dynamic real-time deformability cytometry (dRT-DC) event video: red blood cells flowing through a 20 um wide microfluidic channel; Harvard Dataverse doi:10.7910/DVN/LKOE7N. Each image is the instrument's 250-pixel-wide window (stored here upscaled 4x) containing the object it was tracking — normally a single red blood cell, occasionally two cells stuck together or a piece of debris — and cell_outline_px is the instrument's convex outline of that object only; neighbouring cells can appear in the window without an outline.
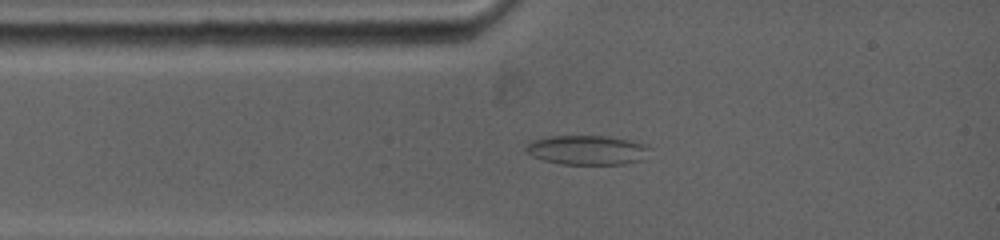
{"species": "common noctule bat (a hibernating species)", "species_latin": "Nyctalus noctula", "temperature_condition": "warm", "stored_images_in_passage": 20, "camera_frame_rate_fps": 5000, "um_per_image_px": 0.085, "animal": {"sex": "female", "body_mass_g": 19.0, "forearm_length_mm": 53.3}, "frame": {"image": 1, "passage_image": 6, "time_ms": 1.6, "image_size_px": [1000, 240], "cell_outline_px": [[652, 148], [640, 160], [624, 164], [564, 164], [544, 160], [532, 156], [524, 148], [532, 140], [548, 136], [608, 136], [628, 140], [644, 144]], "centroid_in_image_um": [49.89, 12.75], "position_along_channel_um": 35.1, "area_um2": 21.04}}
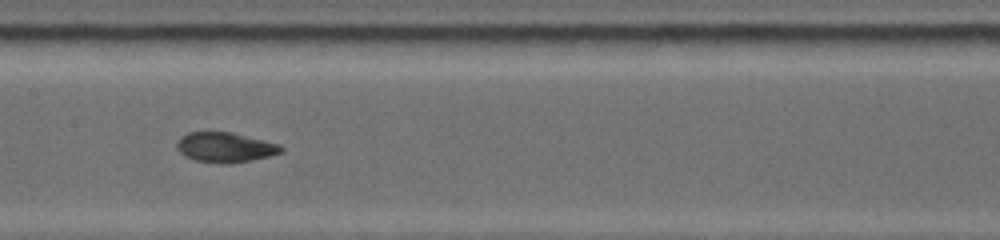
{"frame": {"image": 2, "passage_image": 13, "time_ms": 5.6, "image_size_px": [1000, 240], "cell_outline_px": [[284, 152], [268, 156], [228, 164], [220, 164], [196, 160], [184, 156], [180, 152], [176, 144], [180, 136], [188, 132], [228, 132], [280, 144], [284, 148]], "centroid_in_image_um": [19.12, 12.53], "position_along_channel_um": 188.3, "area_um2": 18.03}}
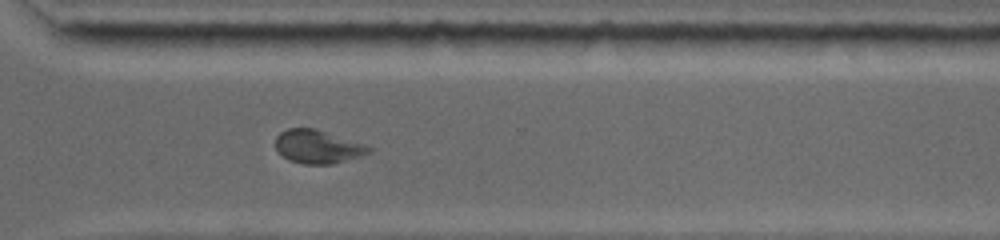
{"frame": {"image": 3, "passage_image": 20, "time_ms": 9.6, "image_size_px": [1000, 240], "cell_outline_px": [[372, 152], [332, 164], [304, 164], [288, 160], [276, 148], [276, 136], [280, 132], [288, 128], [316, 128], [364, 144], [372, 148]], "centroid_in_image_um": [27.0, 12.46], "position_along_channel_um": 343.6, "area_um2": 18.03}}